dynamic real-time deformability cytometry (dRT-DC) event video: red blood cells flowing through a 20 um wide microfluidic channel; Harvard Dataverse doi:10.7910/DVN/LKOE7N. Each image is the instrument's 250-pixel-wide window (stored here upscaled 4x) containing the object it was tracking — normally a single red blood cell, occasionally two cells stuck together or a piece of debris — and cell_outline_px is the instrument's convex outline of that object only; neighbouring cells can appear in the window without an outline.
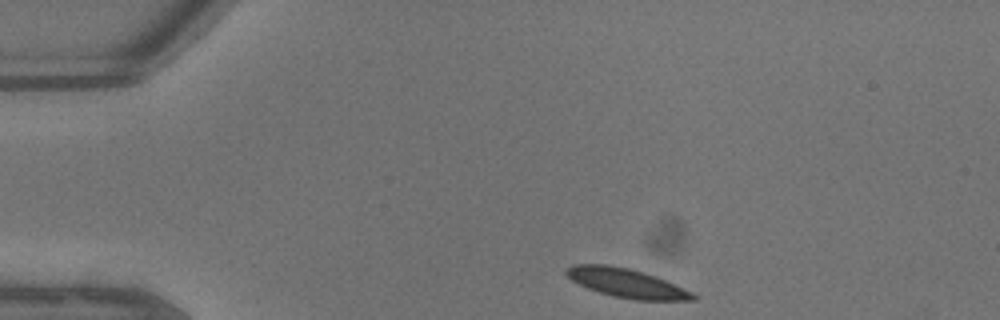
{"species": "common noctule bat (a hibernating species)", "species_latin": "Nyctalus noctula", "temperature_condition": "warm", "stored_images_in_passage": 30, "camera_frame_rate_fps": 3000, "um_per_image_px": 0.085, "animal": {"sex": "male", "body_mass_g": 13.3}, "frame": {"image": 1, "passage_image": 1, "time_ms": 0.0, "image_size_px": [1000, 320], "cell_outline_px": [[696, 300], [636, 300], [612, 296], [588, 288], [572, 280], [564, 272], [564, 268], [572, 264], [604, 264], [628, 268], [644, 272], [656, 276], [692, 292], [696, 296]], "centroid_in_image_um": [53.23, 24.05], "position_along_channel_um": 31.8, "area_um2": 21.27}}
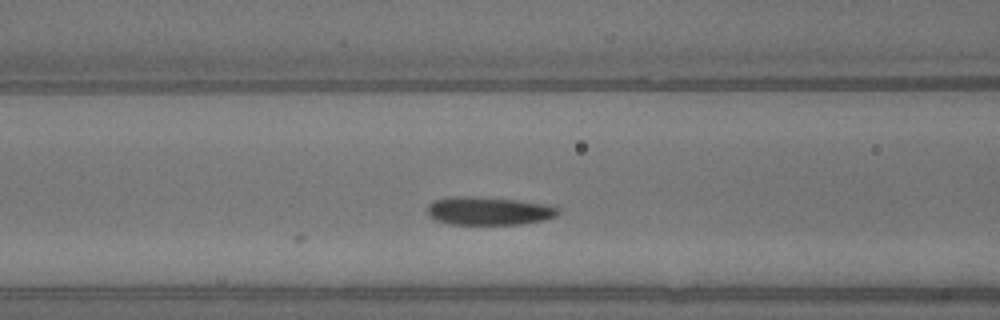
{"frame": {"image": 2, "passage_image": 11, "time_ms": 3.333, "image_size_px": [1000, 320], "cell_outline_px": [[560, 212], [556, 216], [544, 220], [520, 224], [452, 224], [432, 220], [428, 216], [428, 204], [432, 200], [452, 196], [476, 196], [520, 200], [548, 204], [556, 208]], "centroid_in_image_um": [41.5, 17.91], "position_along_channel_um": 125.1, "area_um2": 21.79}}
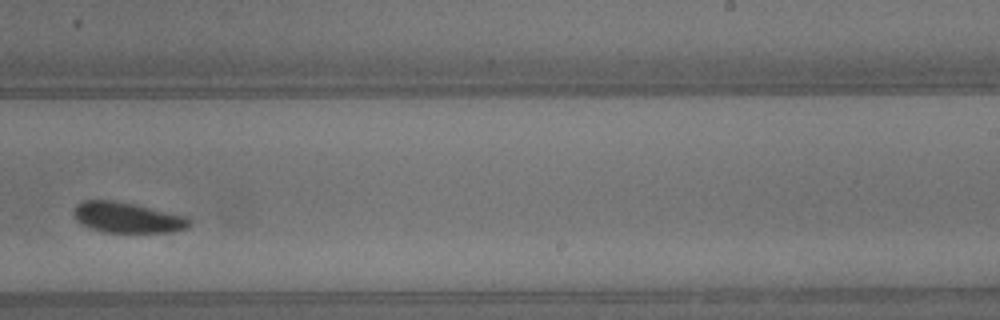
{"frame": {"image": 3, "passage_image": 21, "time_ms": 6.667, "image_size_px": [1000, 320], "cell_outline_px": [[192, 224], [188, 228], [172, 232], [104, 232], [80, 224], [76, 220], [72, 212], [72, 208], [76, 204], [84, 200], [116, 200], [188, 216], [192, 220]], "centroid_in_image_um": [10.83, 18.48], "position_along_channel_um": 278.2, "area_um2": 20.92}}